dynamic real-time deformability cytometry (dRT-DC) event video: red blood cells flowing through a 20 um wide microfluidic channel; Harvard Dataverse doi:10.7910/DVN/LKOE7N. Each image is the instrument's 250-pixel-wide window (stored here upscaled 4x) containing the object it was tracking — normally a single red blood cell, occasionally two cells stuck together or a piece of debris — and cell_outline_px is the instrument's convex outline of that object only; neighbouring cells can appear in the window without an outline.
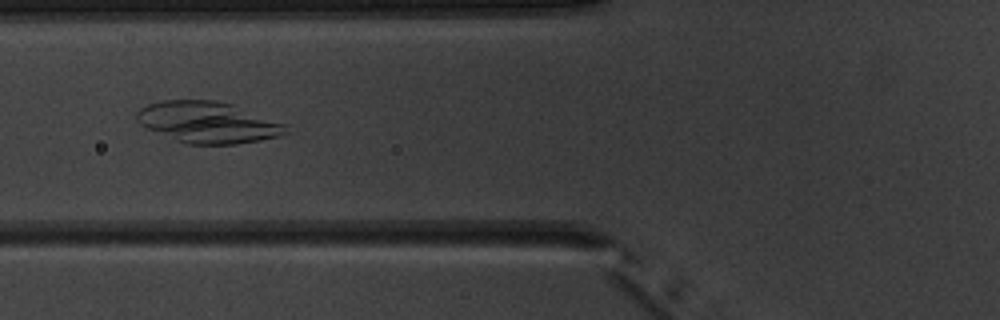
{"species": "common noctule bat (a hibernating species)", "species_latin": "Nyctalus noctula", "temperature_condition": "warm", "stored_images_in_passage": 6, "camera_frame_rate_fps": 3000, "um_per_image_px": 0.085, "animal": {"sex": "male", "body_mass_g": 20.1, "forearm_length_mm": 53.5}, "frame": {"image": 1, "passage_image": 5, "time_ms": 6.0, "image_size_px": [1000, 320], "cell_outline_px": [[288, 132], [280, 136], [260, 140], [236, 144], [188, 144], [176, 140], [148, 128], [140, 124], [136, 120], [136, 112], [140, 108], [148, 104], [160, 100], [216, 100], [232, 104], [288, 124]], "centroid_in_image_um": [17.7, 10.39], "position_along_channel_um": 108.1, "area_um2": 35.95}}